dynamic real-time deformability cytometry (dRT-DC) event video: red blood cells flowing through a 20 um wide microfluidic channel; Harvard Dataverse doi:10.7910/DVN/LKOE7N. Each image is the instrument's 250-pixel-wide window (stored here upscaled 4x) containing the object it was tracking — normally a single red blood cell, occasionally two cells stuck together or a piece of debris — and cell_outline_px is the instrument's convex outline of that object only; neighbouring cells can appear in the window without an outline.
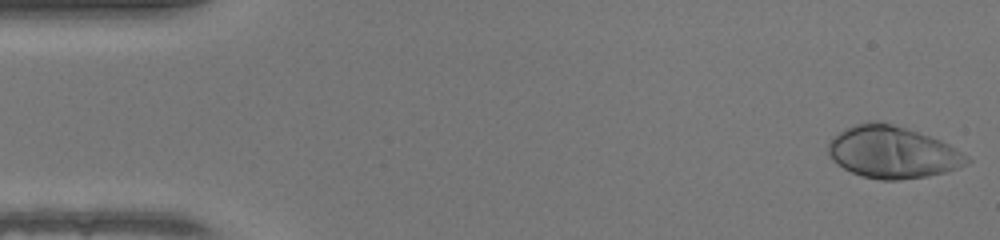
{"species": "human", "species_latin": "Homo sapiens", "temperature_condition": "warm", "stored_images_in_passage": 48, "camera_frame_rate_fps": 3000, "um_per_image_px": 0.085, "donor": {"sex": "female"}, "frame": {"image": 1, "passage_image": 1, "time_ms": 0.0, "image_size_px": [1000, 240], "cell_outline_px": [[972, 160], [968, 164], [944, 172], [928, 176], [896, 180], [880, 180], [860, 176], [844, 168], [832, 160], [828, 152], [828, 144], [832, 136], [844, 128], [868, 120], [876, 120], [892, 124], [940, 140], [948, 144], [968, 156]], "centroid_in_image_um": [75.83, 12.93], "position_along_channel_um": 9.2, "area_um2": 41.96}}
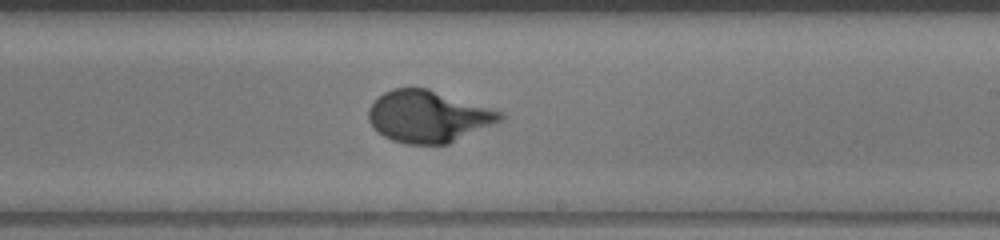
{"frame": {"image": 2, "passage_image": 28, "time_ms": 9.0, "image_size_px": [1000, 240], "cell_outline_px": [[504, 120], [448, 144], [408, 144], [392, 140], [384, 136], [372, 128], [368, 120], [368, 108], [384, 92], [392, 88], [428, 88], [504, 112]], "centroid_in_image_um": [36.41, 9.9], "position_along_channel_um": 252.6, "area_um2": 39.88}}
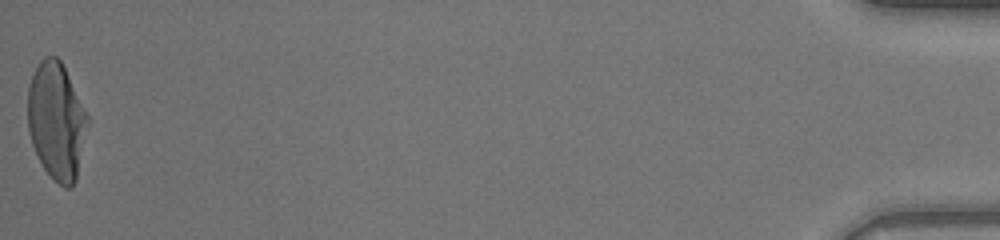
{"frame": {"image": 3, "passage_image": 48, "time_ms": 15.667, "image_size_px": [1000, 240], "cell_outline_px": [[88, 124], [76, 180], [72, 188], [64, 188], [44, 168], [32, 144], [28, 128], [28, 88], [32, 76], [40, 60], [44, 56], [56, 56], [60, 60], [88, 116]], "centroid_in_image_um": [4.8, 10.28], "position_along_channel_um": 430.4, "area_um2": 40.23}, "authors_computed_cell_mechanics": {"area_um2": 39.5641, "velocity_mm_per_s": 4.2536, "shape_relaxation_time_tau1_ms": 3.7346, "shape_relaxation_time_tau2_ms": null, "deformation_change_tau1": 0.2364, "deformation_change_tau2": null}}